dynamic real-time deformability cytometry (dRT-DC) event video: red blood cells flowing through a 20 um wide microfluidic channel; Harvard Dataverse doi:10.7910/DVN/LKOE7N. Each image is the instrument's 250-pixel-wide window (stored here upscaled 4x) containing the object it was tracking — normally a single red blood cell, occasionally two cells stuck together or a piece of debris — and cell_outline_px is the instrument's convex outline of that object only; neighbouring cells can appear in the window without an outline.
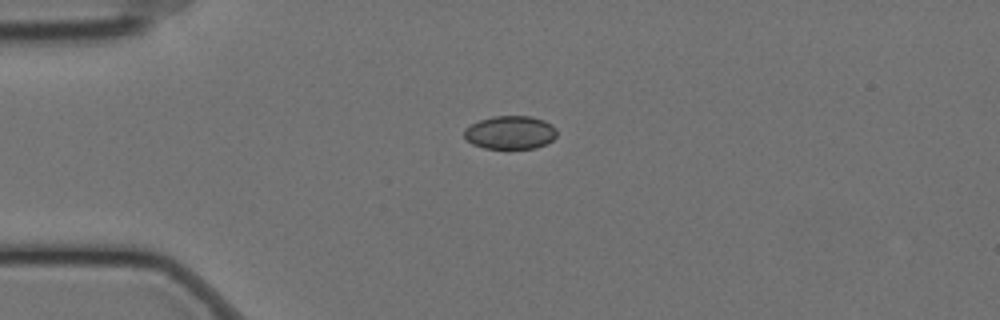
{"species": "Egyptian fruit bat (a non-hibernating species)", "species_latin": "Rousettus aegyptiacus", "temperature_condition": "cold", "stored_images_in_passage": 45, "camera_frame_rate_fps": 3000, "um_per_image_px": 0.085, "animal": {"sex": "female"}, "frame": {"image": 1, "passage_image": 1, "time_ms": 0.0, "image_size_px": [1000, 320], "cell_outline_px": [[556, 136], [552, 140], [536, 148], [484, 148], [472, 144], [464, 136], [464, 128], [480, 120], [492, 116], [532, 116], [544, 120], [552, 124], [556, 128]], "centroid_in_image_um": [43.38, 11.25], "position_along_channel_um": 41.6, "area_um2": 17.98}}
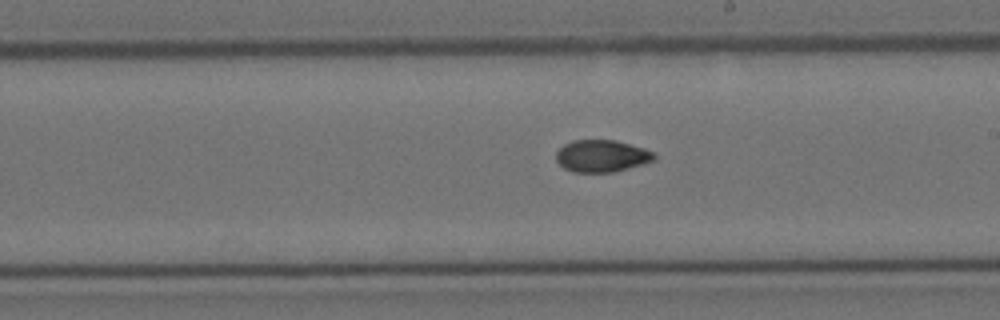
{"frame": {"image": 2, "passage_image": 20, "time_ms": 6.333, "image_size_px": [1000, 320], "cell_outline_px": [[656, 160], [644, 164], [612, 172], [572, 172], [564, 168], [556, 160], [556, 152], [564, 144], [572, 140], [616, 140], [644, 148], [656, 152]], "centroid_in_image_um": [51.17, 13.25], "position_along_channel_um": 237.8, "area_um2": 18.5}}
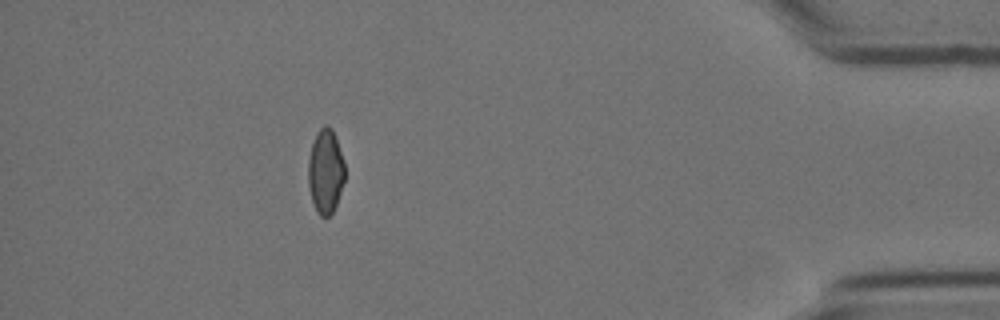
{"frame": {"image": 3, "passage_image": 39, "time_ms": 12.667, "image_size_px": [1000, 320], "cell_outline_px": [[344, 180], [336, 204], [332, 212], [328, 216], [320, 216], [316, 212], [312, 200], [308, 184], [308, 160], [312, 144], [316, 132], [324, 124], [328, 124], [332, 128], [344, 160]], "centroid_in_image_um": [27.66, 14.53], "position_along_channel_um": 407.5, "area_um2": 17.98}, "authors_computed_cell_mechanics": {"area_um2": 18.5538, "velocity_mm_per_s": 3.4839, "shape_relaxation_time_tau1_ms": 9.3348, "shape_relaxation_time_tau2_ms": 2.8507, "deformation_change_tau1": 0.1718, "deformation_change_tau2": 0.0612}}